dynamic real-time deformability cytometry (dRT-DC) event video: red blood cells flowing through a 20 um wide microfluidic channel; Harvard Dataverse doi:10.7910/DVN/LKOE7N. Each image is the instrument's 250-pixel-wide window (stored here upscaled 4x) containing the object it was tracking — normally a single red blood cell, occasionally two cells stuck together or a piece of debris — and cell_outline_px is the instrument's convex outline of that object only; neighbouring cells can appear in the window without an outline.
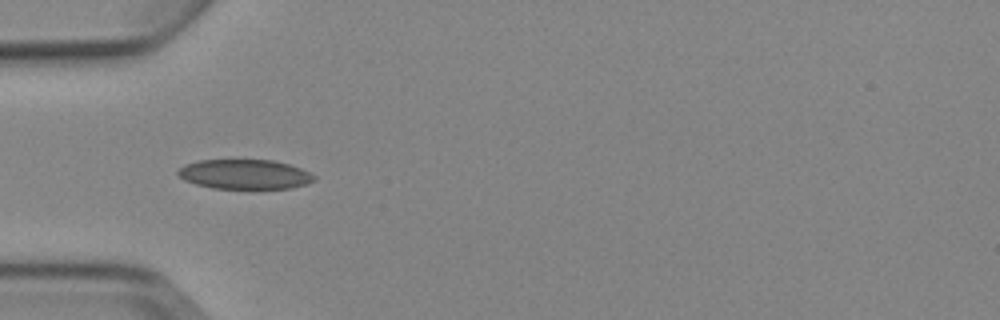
{"species": "Egyptian fruit bat (a non-hibernating species)", "species_latin": "Rousettus aegyptiacus", "temperature_condition": "cold", "stored_images_in_passage": 2, "camera_frame_rate_fps": 3000, "um_per_image_px": 0.085, "animal": {"sex": "female"}, "frame": {"image": 1, "passage_image": 2, "time_ms": 1.0, "image_size_px": [1000, 320], "cell_outline_px": [[316, 180], [308, 184], [292, 188], [212, 188], [196, 184], [184, 180], [176, 172], [184, 164], [200, 160], [272, 160], [288, 164], [300, 168], [316, 176]], "centroid_in_image_um": [20.81, 14.81], "position_along_channel_um": 64.2, "area_um2": 23.47}}